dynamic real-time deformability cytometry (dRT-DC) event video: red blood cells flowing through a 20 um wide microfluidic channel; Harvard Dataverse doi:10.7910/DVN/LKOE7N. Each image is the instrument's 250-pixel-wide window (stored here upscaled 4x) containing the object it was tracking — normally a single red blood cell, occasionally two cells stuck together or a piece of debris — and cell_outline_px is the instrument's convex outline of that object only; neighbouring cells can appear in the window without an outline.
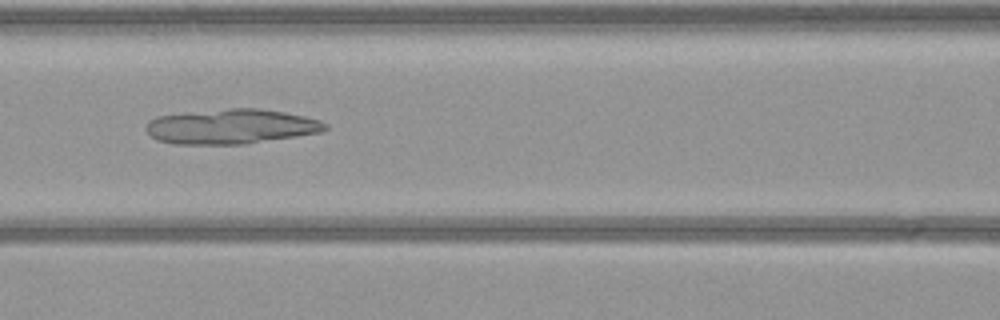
{"species": "common noctule bat (a hibernating species)", "species_latin": "Nyctalus noctula", "temperature_condition": "warm", "stored_images_in_passage": 52, "camera_frame_rate_fps": 3000, "um_per_image_px": 0.085, "animal": {"sex": "female", "body_mass_g": 21.9}, "frame": {"image": 1, "passage_image": 22, "time_ms": 7.0, "image_size_px": [1000, 320], "cell_outline_px": [[328, 128], [320, 132], [296, 136], [244, 144], [176, 144], [156, 140], [144, 128], [148, 120], [156, 116], [228, 108], [260, 108], [284, 112], [304, 116], [320, 120], [328, 124]], "centroid_in_image_um": [19.63, 10.75], "position_along_channel_um": 147.0, "area_um2": 36.36}}
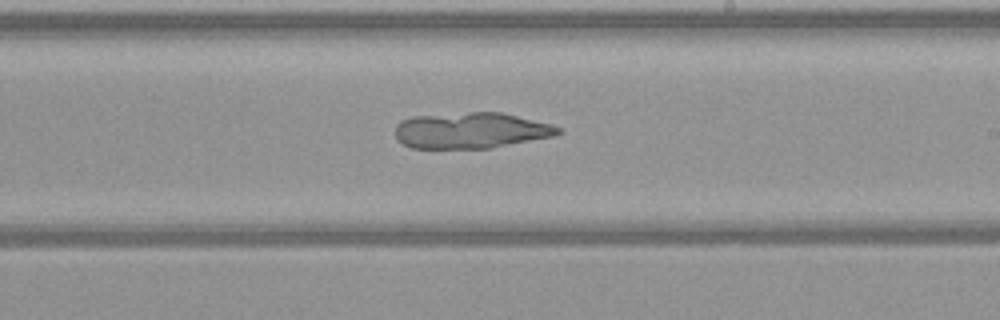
{"frame": {"image": 2, "passage_image": 30, "time_ms": 9.667, "image_size_px": [1000, 320], "cell_outline_px": [[564, 132], [552, 136], [492, 148], [412, 148], [396, 140], [396, 124], [400, 120], [412, 116], [468, 112], [500, 112], [552, 124], [560, 128]], "centroid_in_image_um": [40.01, 11.08], "position_along_channel_um": 249.0, "area_um2": 34.22}}
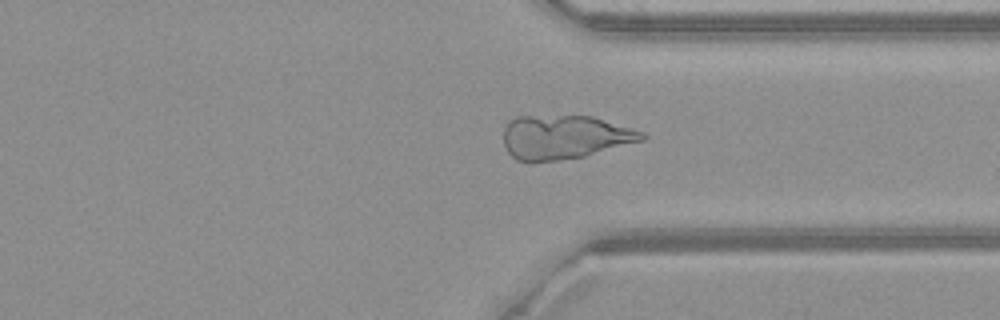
{"frame": {"image": 3, "passage_image": 39, "time_ms": 12.667, "image_size_px": [1000, 320], "cell_outline_px": [[648, 136], [644, 140], [584, 156], [560, 160], [532, 164], [528, 164], [516, 160], [508, 152], [504, 144], [504, 128], [516, 116], [592, 116], [644, 132]], "centroid_in_image_um": [47.96, 11.68], "position_along_channel_um": 363.4, "area_um2": 35.66}}